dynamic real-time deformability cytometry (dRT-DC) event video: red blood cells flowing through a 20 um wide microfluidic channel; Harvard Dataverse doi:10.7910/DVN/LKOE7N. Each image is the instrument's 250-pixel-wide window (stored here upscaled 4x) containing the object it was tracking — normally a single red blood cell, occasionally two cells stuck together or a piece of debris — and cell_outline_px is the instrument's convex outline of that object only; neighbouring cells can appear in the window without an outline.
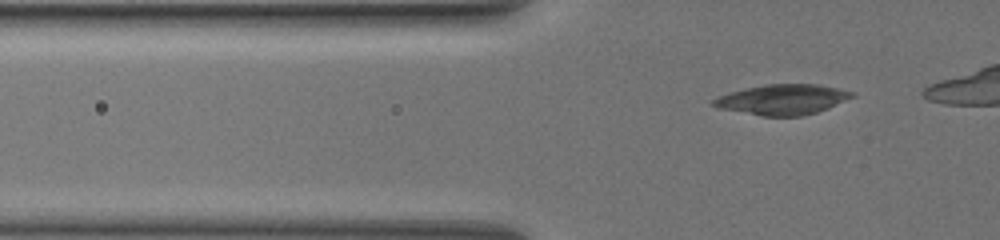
{"species": "common noctule bat (a hibernating species)", "species_latin": "Nyctalus noctula", "temperature_condition": "warm", "stored_images_in_passage": 34, "camera_frame_rate_fps": 3000, "um_per_image_px": 0.085, "animal": {"sex": "female", "body_mass_g": 19.5, "forearm_length_mm": 54.1}, "frame": {"image": 1, "passage_image": 4, "time_ms": 1.0, "image_size_px": [1000, 240], "cell_outline_px": [[856, 96], [828, 108], [816, 112], [800, 116], [764, 116], [716, 108], [712, 104], [712, 100], [728, 92], [744, 88], [764, 84], [816, 84], [856, 92]], "centroid_in_image_um": [66.51, 8.45], "position_along_channel_um": 59.3, "area_um2": 24.51}}
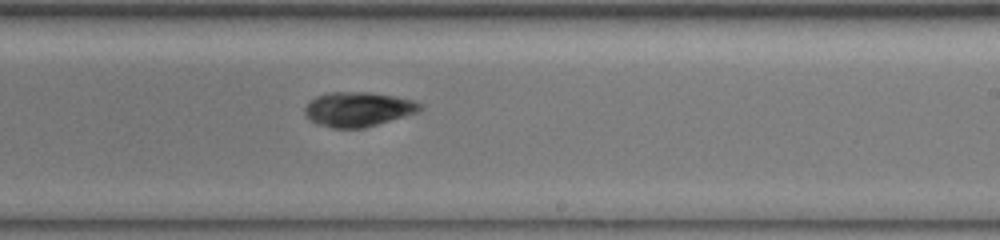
{"frame": {"image": 2, "passage_image": 21, "time_ms": 6.667, "image_size_px": [1000, 240], "cell_outline_px": [[424, 104], [416, 112], [364, 128], [332, 128], [316, 124], [304, 112], [304, 108], [316, 96], [328, 92], [372, 92], [396, 96], [412, 100]], "centroid_in_image_um": [30.42, 9.27], "position_along_channel_um": 258.6, "area_um2": 23.0}}
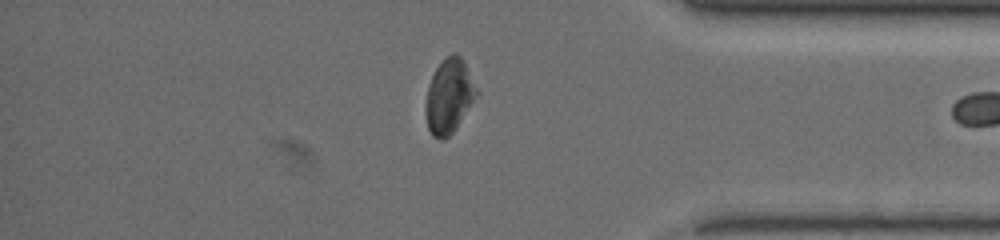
{"frame": {"image": 3, "passage_image": 33, "time_ms": 10.667, "image_size_px": [1000, 240], "cell_outline_px": [[480, 92], [456, 128], [444, 140], [440, 140], [432, 136], [428, 128], [424, 108], [428, 84], [436, 68], [452, 52], [456, 52], [460, 56]], "centroid_in_image_um": [38.16, 8.2], "position_along_channel_um": 397.0, "area_um2": 22.08}}